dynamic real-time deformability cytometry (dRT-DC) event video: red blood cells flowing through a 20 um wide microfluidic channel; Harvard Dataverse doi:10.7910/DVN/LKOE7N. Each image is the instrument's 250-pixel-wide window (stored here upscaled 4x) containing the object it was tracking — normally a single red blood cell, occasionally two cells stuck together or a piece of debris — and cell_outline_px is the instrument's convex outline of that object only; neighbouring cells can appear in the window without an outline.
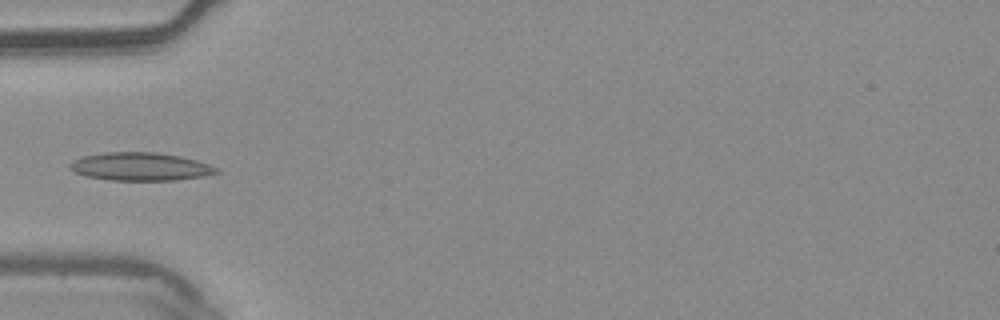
{"species": "common noctule bat (a hibernating species)", "species_latin": "Nyctalus noctula", "temperature_condition": "warm", "stored_images_in_passage": 4, "camera_frame_rate_fps": 3000, "um_per_image_px": 0.085, "animal": {"sex": "male", "body_mass_g": 20.4}, "frame": {"image": 1, "passage_image": 4, "time_ms": 1.0, "image_size_px": [1000, 320], "cell_outline_px": [[220, 172], [204, 176], [176, 180], [108, 180], [88, 176], [76, 172], [68, 164], [72, 160], [84, 156], [104, 152], [156, 152], [180, 156], [196, 160], [220, 168]], "centroid_in_image_um": [11.97, 14.15], "position_along_channel_um": 73.0, "area_um2": 23.93}}